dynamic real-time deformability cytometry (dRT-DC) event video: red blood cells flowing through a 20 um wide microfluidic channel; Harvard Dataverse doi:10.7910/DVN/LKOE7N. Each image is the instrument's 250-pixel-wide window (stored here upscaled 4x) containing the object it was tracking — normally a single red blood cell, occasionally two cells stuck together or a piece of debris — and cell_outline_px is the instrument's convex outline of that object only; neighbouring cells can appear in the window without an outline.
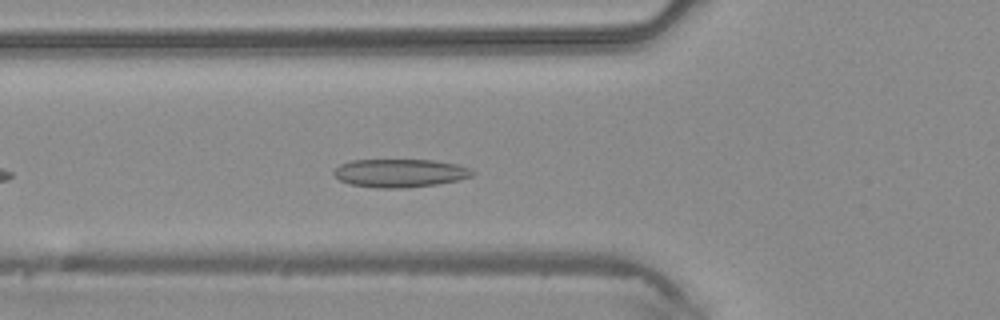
{"species": "common noctule bat (a hibernating species)", "species_latin": "Nyctalus noctula", "temperature_condition": "warm", "stored_images_in_passage": 20, "camera_frame_rate_fps": 3000, "um_per_image_px": 0.085, "animal": {"sex": "male", "body_mass_g": 20.4}, "frame": {"image": 1, "passage_image": 6, "time_ms": 1.667, "image_size_px": [1000, 320], "cell_outline_px": [[476, 172], [472, 176], [460, 180], [436, 184], [400, 188], [376, 188], [352, 184], [340, 180], [332, 172], [340, 164], [352, 160], [432, 160], [456, 164], [472, 168]], "centroid_in_image_um": [34.03, 14.71], "position_along_channel_um": 91.8, "area_um2": 22.77}}
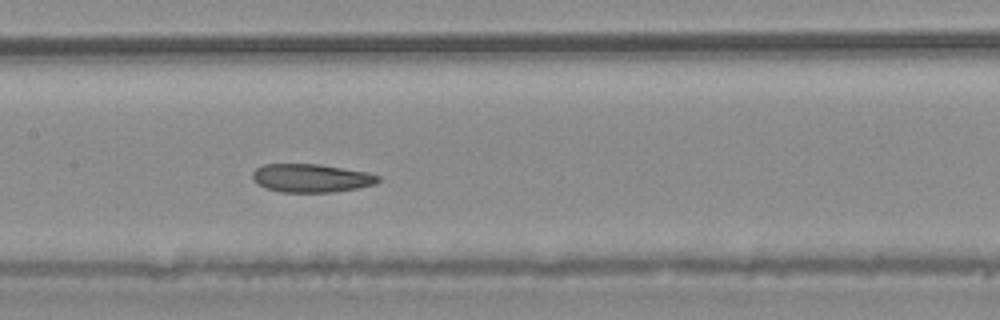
{"frame": {"image": 2, "passage_image": 12, "time_ms": 3.667, "image_size_px": [1000, 320], "cell_outline_px": [[380, 180], [376, 184], [356, 188], [332, 192], [280, 192], [256, 184], [252, 176], [252, 172], [256, 168], [264, 164], [320, 164], [368, 172], [380, 176]], "centroid_in_image_um": [26.46, 15.13], "position_along_channel_um": 180.9, "area_um2": 20.81}}
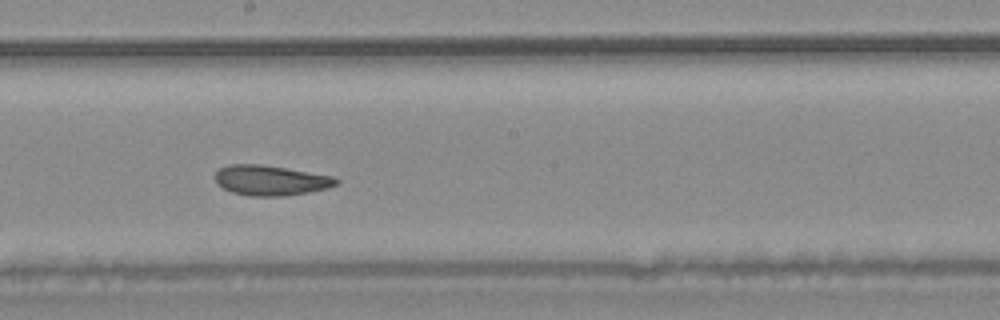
{"frame": {"image": 3, "passage_image": 15, "time_ms": 4.667, "image_size_px": [1000, 320], "cell_outline_px": [[340, 180], [336, 184], [328, 188], [312, 192], [284, 196], [248, 196], [232, 192], [216, 184], [216, 172], [220, 168], [232, 164], [260, 164], [336, 176]], "centroid_in_image_um": [23.05, 15.34], "position_along_channel_um": 225.2, "area_um2": 21.39}}